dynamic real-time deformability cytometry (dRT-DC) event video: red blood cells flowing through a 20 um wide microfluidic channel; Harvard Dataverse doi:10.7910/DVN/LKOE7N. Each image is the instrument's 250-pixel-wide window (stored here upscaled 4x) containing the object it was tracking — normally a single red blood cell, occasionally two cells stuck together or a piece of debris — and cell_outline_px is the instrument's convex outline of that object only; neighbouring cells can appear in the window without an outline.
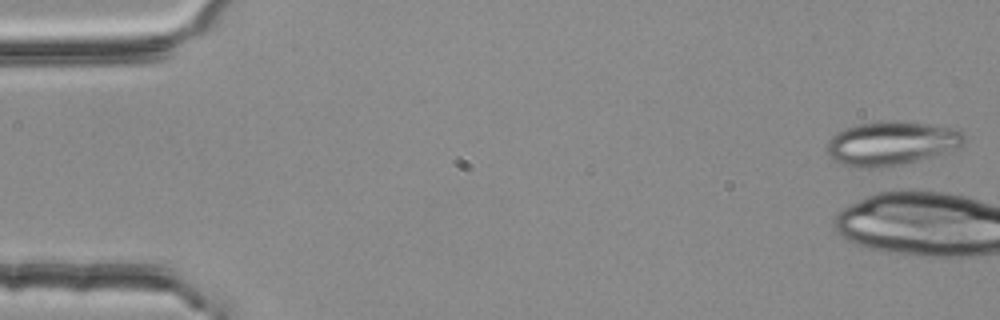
{"species": "common noctule bat (a hibernating species)", "species_latin": "Nyctalus noctula", "temperature_condition": "room temperature", "stored_images_in_passage": 4, "camera_frame_rate_fps": 3000, "um_per_image_px": 0.085, "animal": {"sex": "female", "body_mass_g": 25.1}, "frame": {"image": 1, "passage_image": 1, "time_ms": 0.0, "image_size_px": [1000, 320], "cell_outline_px": [[964, 140], [956, 148], [916, 160], [900, 164], [872, 168], [868, 168], [840, 164], [832, 160], [828, 152], [828, 140], [836, 132], [860, 124], [884, 120], [896, 120], [928, 124], [952, 128], [960, 132], [964, 136]], "centroid_in_image_um": [75.7, 12.17], "position_along_channel_um": 9.3, "area_um2": 34.39}}